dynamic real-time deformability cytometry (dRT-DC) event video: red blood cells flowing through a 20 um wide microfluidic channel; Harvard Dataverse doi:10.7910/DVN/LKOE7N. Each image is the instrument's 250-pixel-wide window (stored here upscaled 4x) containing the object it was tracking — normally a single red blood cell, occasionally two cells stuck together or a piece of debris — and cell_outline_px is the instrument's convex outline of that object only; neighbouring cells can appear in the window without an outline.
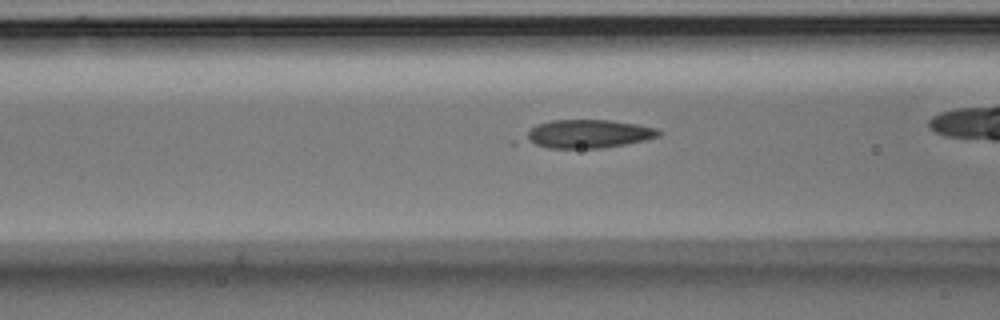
{"species": "Egyptian fruit bat (a non-hibernating species)", "species_latin": "Rousettus aegyptiacus", "temperature_condition": "room temperature", "stored_images_in_passage": 28, "camera_frame_rate_fps": 3000, "um_per_image_px": 0.085, "animal": {"sex": "male"}, "frame": {"image": 1, "passage_image": 6, "time_ms": 1.667, "image_size_px": [1000, 320], "cell_outline_px": [[660, 136], [644, 140], [624, 144], [600, 148], [548, 148], [512, 144], [512, 140], [536, 124], [552, 120], [612, 120], [636, 124], [656, 128], [660, 132]], "centroid_in_image_um": [49.66, 11.4], "position_along_channel_um": 116.9, "area_um2": 23.24}}
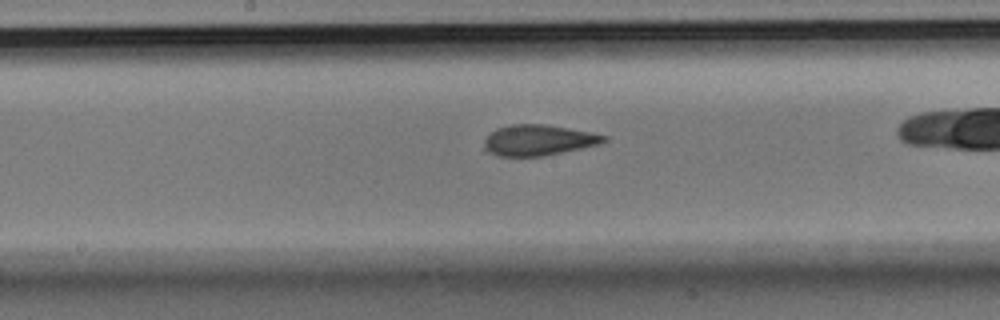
{"frame": {"image": 2, "passage_image": 13, "time_ms": 4.0, "image_size_px": [1000, 320], "cell_outline_px": [[608, 140], [600, 144], [544, 156], [500, 156], [484, 152], [484, 140], [496, 128], [508, 124], [544, 124], [592, 132], [608, 136]], "centroid_in_image_um": [45.75, 11.91], "position_along_channel_um": 202.4, "area_um2": 21.62}}
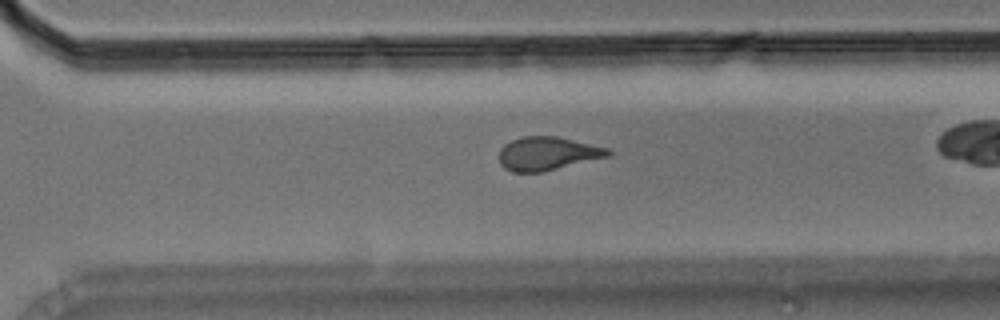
{"frame": {"image": 3, "passage_image": 23, "time_ms": 7.333, "image_size_px": [1000, 320], "cell_outline_px": [[612, 152], [608, 156], [544, 172], [512, 172], [504, 168], [500, 164], [500, 148], [504, 144], [512, 140], [524, 136], [556, 136], [608, 148]], "centroid_in_image_um": [46.51, 13.06], "position_along_channel_um": 324.1, "area_um2": 21.15}}